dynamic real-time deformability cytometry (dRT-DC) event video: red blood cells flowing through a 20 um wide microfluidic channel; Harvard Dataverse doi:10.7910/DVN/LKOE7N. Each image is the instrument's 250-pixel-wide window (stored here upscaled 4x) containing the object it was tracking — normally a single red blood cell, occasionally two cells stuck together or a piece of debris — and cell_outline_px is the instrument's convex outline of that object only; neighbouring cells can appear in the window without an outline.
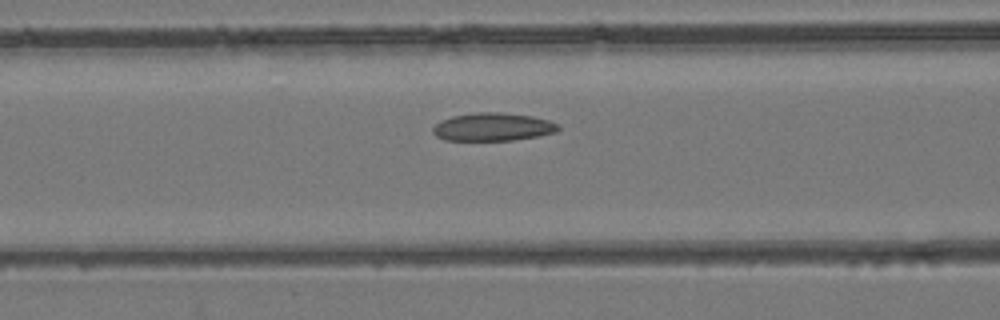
{"species": "common noctule bat (a hibernating species)", "species_latin": "Nyctalus noctula", "temperature_condition": "room temperature", "stored_images_in_passage": 17, "camera_frame_rate_fps": 3000, "um_per_image_px": 0.085, "animal": {"sex": "female", "body_mass_g": 24.6, "forearm_length_mm": 56.2}, "frame": {"image": 1, "passage_image": 12, "time_ms": 3.667, "image_size_px": [1000, 320], "cell_outline_px": [[560, 128], [556, 132], [540, 136], [512, 140], [444, 140], [436, 136], [432, 132], [432, 128], [440, 120], [452, 116], [476, 112], [500, 112], [532, 116], [548, 120], [560, 124]], "centroid_in_image_um": [41.9, 10.78], "position_along_channel_um": 124.7, "area_um2": 20.63}}
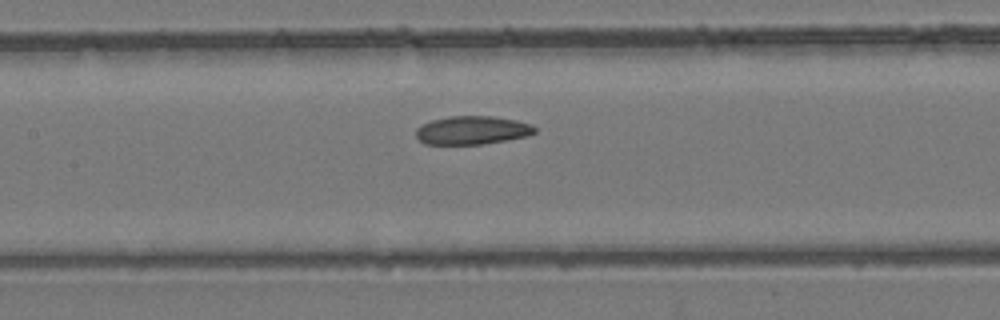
{"frame": {"image": 2, "passage_image": 15, "time_ms": 4.667, "image_size_px": [1000, 320], "cell_outline_px": [[536, 132], [528, 136], [508, 140], [484, 144], [424, 144], [416, 136], [416, 128], [420, 124], [432, 120], [448, 116], [492, 116], [516, 120], [532, 124], [536, 128]], "centroid_in_image_um": [40.14, 11.07], "position_along_channel_um": 167.3, "area_um2": 19.88}}